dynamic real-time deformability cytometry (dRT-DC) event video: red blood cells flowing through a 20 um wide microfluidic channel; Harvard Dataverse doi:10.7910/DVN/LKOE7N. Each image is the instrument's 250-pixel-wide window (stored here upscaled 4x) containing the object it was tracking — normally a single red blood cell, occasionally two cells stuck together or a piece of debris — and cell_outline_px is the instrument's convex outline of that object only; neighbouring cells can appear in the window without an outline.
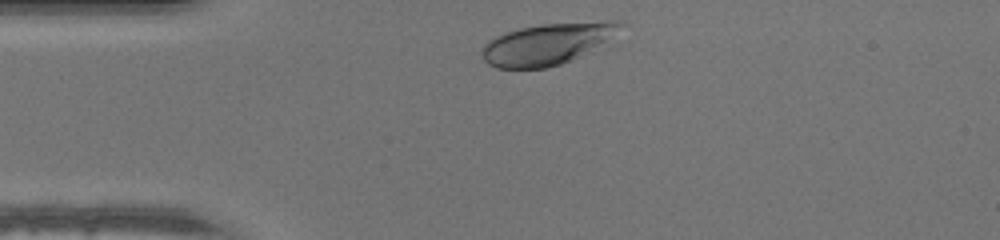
{"species": "human", "species_latin": "Homo sapiens", "temperature_condition": "warm", "stored_images_in_passage": 30, "camera_frame_rate_fps": 3000, "um_per_image_px": 0.085, "donor": {"sex": "male"}, "frame": {"image": 1, "passage_image": 2, "time_ms": 0.333, "image_size_px": [1000, 240], "cell_outline_px": [[628, 24], [580, 56], [560, 64], [544, 68], [496, 68], [488, 64], [484, 60], [480, 52], [480, 48], [488, 40], [504, 32], [520, 28], [540, 24], [608, 20], [616, 20]], "centroid_in_image_um": [46.45, 3.71], "position_along_channel_um": 38.6, "area_um2": 33.18}}
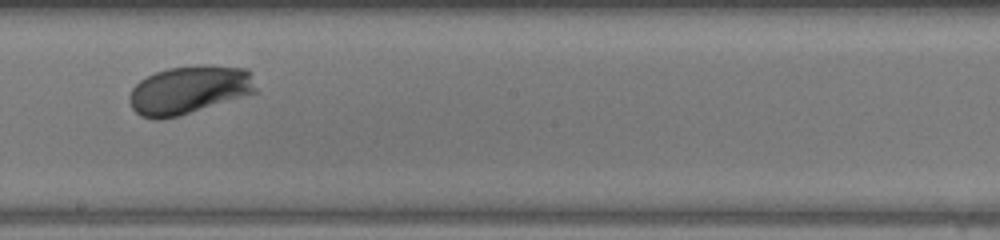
{"frame": {"image": 2, "passage_image": 18, "time_ms": 5.667, "image_size_px": [1000, 240], "cell_outline_px": [[260, 92], [180, 116], [156, 120], [152, 120], [140, 116], [132, 108], [128, 100], [128, 96], [132, 88], [140, 80], [156, 72], [168, 68], [196, 64], [208, 64], [248, 68]], "centroid_in_image_um": [16.12, 7.64], "position_along_channel_um": 232.1, "area_um2": 36.47}}
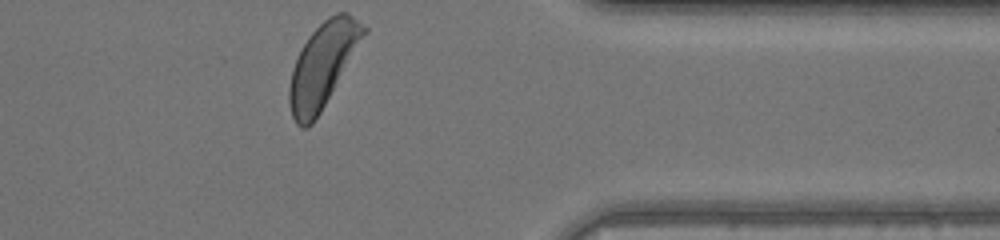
{"frame": {"image": 3, "passage_image": 30, "time_ms": 9.667, "image_size_px": [1000, 240], "cell_outline_px": [[368, 32], [320, 112], [312, 124], [308, 128], [300, 128], [296, 124], [292, 116], [288, 100], [288, 88], [292, 68], [308, 36], [328, 16], [336, 12], [348, 12], [368, 28]], "centroid_in_image_um": [27.44, 5.53], "position_along_channel_um": 384.0, "area_um2": 36.3}}